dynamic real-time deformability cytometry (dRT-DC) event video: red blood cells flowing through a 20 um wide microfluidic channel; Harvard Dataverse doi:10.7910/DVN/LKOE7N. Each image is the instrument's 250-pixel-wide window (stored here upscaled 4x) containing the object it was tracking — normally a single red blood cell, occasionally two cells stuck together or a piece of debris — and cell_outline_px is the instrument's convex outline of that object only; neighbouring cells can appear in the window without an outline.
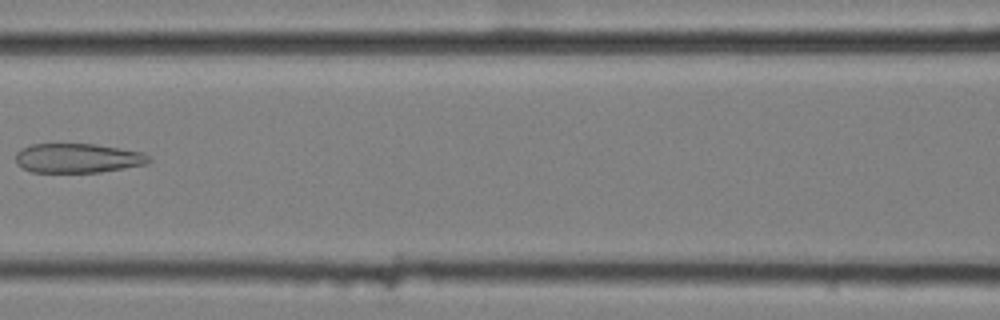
{"species": "common noctule bat (a hibernating species)", "species_latin": "Nyctalus noctula", "temperature_condition": "cold", "stored_images_in_passage": 4, "camera_frame_rate_fps": 3000, "um_per_image_px": 0.085, "animal": {"sex": "female", "body_mass_g": 25.1}, "frame": {"image": 1, "passage_image": 4, "time_ms": 1.0, "image_size_px": [1000, 320], "cell_outline_px": [[152, 160], [148, 164], [100, 172], [32, 172], [16, 164], [16, 152], [20, 148], [32, 144], [96, 144], [144, 152]], "centroid_in_image_um": [6.62, 13.44], "position_along_channel_um": 160.0, "area_um2": 22.95}}